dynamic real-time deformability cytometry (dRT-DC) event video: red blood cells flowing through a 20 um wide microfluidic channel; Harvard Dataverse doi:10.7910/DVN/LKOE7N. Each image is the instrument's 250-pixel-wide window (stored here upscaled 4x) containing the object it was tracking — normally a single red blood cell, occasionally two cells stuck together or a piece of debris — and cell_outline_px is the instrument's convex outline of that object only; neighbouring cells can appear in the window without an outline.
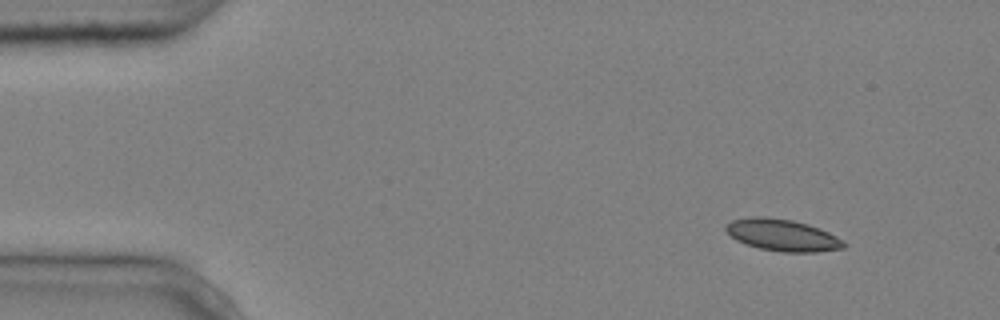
{"species": "common noctule bat (a hibernating species)", "species_latin": "Nyctalus noctula", "temperature_condition": "cold", "stored_images_in_passage": 4, "camera_frame_rate_fps": 3000, "um_per_image_px": 0.085, "animal": {"sex": "male", "body_mass_g": 20.4}, "frame": {"image": 1, "passage_image": 1, "time_ms": 0.0, "image_size_px": [1000, 320], "cell_outline_px": [[848, 244], [844, 248], [816, 252], [784, 252], [760, 248], [744, 244], [736, 240], [724, 228], [732, 220], [756, 216], [760, 216], [792, 220], [808, 224], [820, 228], [836, 236]], "centroid_in_image_um": [66.53, 19.99], "position_along_channel_um": 18.5, "area_um2": 21.73}}
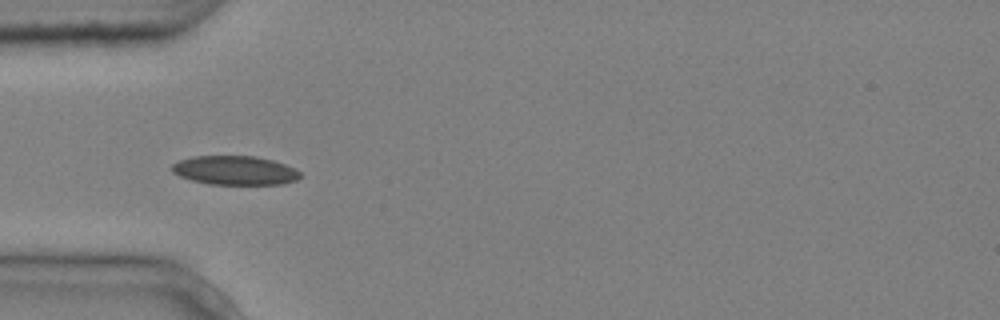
{"frame": {"image": 2, "passage_image": 4, "time_ms": 1.0, "image_size_px": [1000, 320], "cell_outline_px": [[300, 176], [296, 180], [280, 184], [208, 184], [192, 180], [180, 176], [172, 172], [172, 164], [180, 160], [192, 156], [256, 156], [272, 160], [284, 164], [300, 172]], "centroid_in_image_um": [19.94, 14.48], "position_along_channel_um": 65.1, "area_um2": 21.5}}